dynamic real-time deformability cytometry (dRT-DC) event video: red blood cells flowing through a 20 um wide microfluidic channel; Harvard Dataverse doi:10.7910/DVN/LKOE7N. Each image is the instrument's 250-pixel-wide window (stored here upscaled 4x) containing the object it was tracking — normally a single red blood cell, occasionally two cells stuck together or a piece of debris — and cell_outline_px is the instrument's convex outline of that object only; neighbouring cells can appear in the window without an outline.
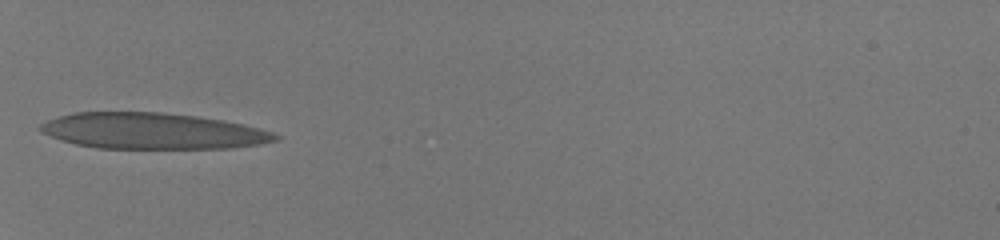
{"species": "human", "species_latin": "Homo sapiens", "temperature_condition": "room temperature", "stored_images_in_passage": 31, "camera_frame_rate_fps": 3000, "um_per_image_px": 0.085, "donor": {"sex": "male"}, "frame": {"image": 1, "passage_image": 1, "time_ms": 0.0, "image_size_px": [1000, 240], "cell_outline_px": [[280, 140], [260, 144], [232, 148], [96, 148], [76, 144], [60, 140], [40, 132], [36, 128], [40, 124], [48, 120], [72, 112], [160, 112], [196, 116], [224, 120], [244, 124], [260, 128], [272, 132], [280, 136]], "centroid_in_image_um": [12.96, 11.13], "position_along_channel_um": 72.0, "area_um2": 49.65}}
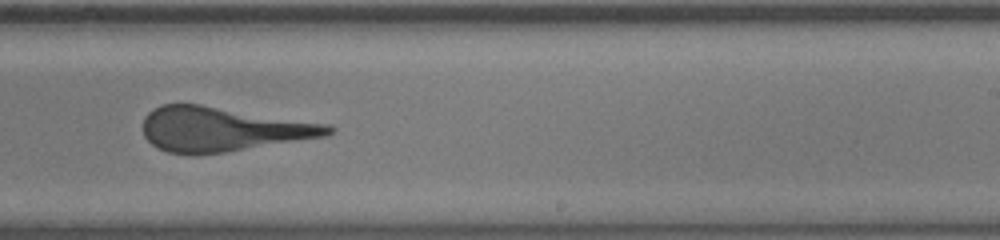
{"frame": {"image": 2, "passage_image": 16, "time_ms": 5.0, "image_size_px": [1000, 240], "cell_outline_px": [[336, 128], [328, 136], [224, 152], [196, 156], [192, 156], [168, 152], [156, 148], [144, 136], [144, 116], [152, 108], [160, 104], [200, 104], [332, 124]], "centroid_in_image_um": [18.93, 10.98], "position_along_channel_um": 270.1, "area_um2": 48.49}}
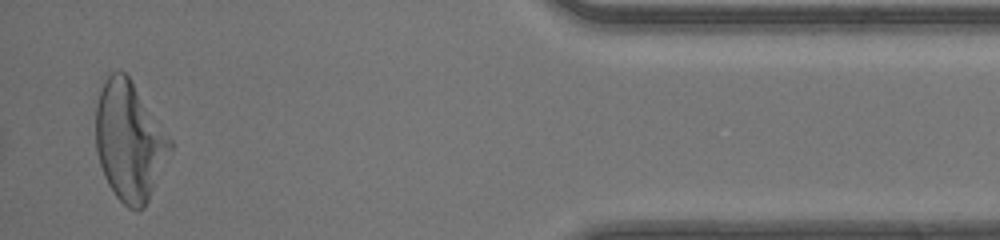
{"frame": {"image": 3, "passage_image": 30, "time_ms": 9.667, "image_size_px": [1000, 240], "cell_outline_px": [[172, 148], [148, 200], [144, 208], [136, 212], [128, 208], [116, 196], [108, 184], [104, 176], [96, 152], [96, 104], [104, 80], [112, 72], [124, 72], [128, 76], [172, 140]], "centroid_in_image_um": [10.99, 12.03], "position_along_channel_um": 424.2, "area_um2": 51.1}}